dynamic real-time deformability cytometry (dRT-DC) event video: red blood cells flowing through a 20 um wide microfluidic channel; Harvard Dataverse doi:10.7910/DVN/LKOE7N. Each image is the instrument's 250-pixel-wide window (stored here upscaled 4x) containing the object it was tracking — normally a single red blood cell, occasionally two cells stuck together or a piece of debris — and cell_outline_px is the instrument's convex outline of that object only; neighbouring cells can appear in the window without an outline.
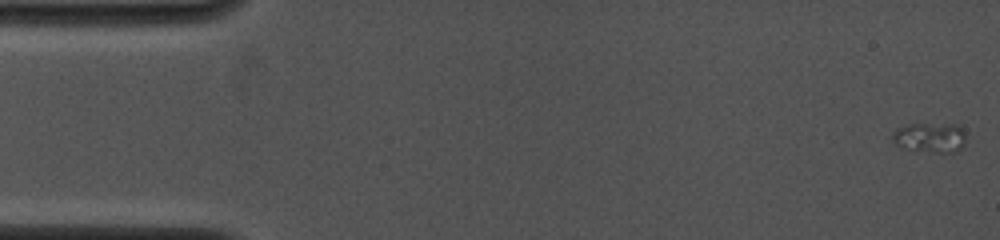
{"species": "common noctule bat (a hibernating species)", "species_latin": "Nyctalus noctula", "temperature_condition": "cold", "stored_images_in_passage": 12, "camera_frame_rate_fps": 4000, "um_per_image_px": 0.085, "animal": {"sex": "female", "body_mass_g": 19.0, "forearm_length_mm": 53.3}, "frame": {"image": 1, "passage_image": 1, "time_ms": 0.0, "image_size_px": [1000, 240], "cell_outline_px": [[964, 144], [956, 152], [936, 152], [904, 148], [896, 144], [892, 140], [892, 132], [896, 128], [904, 124], [960, 124], [964, 128]], "centroid_in_image_um": [79.05, 11.66], "position_along_channel_um": 6.0, "area_um2": 12.89}}